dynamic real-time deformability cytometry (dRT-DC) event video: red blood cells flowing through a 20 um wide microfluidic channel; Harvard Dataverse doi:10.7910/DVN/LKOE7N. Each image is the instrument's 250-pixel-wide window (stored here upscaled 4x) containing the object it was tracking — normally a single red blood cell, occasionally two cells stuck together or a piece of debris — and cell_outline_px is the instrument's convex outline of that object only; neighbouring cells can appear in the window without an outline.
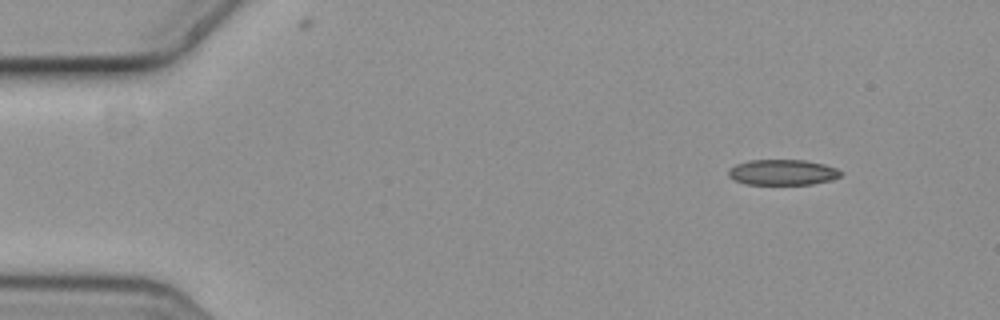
{"species": "common noctule bat (a hibernating species)", "species_latin": "Nyctalus noctula", "temperature_condition": "cold", "stored_images_in_passage": 4, "camera_frame_rate_fps": 3000, "um_per_image_px": 0.085, "animal": {"sex": "female", "body_mass_g": 19.3, "forearm_length_mm": 54.1}, "frame": {"image": 1, "passage_image": 1, "time_ms": 0.0, "image_size_px": [1000, 320], "cell_outline_px": [[840, 176], [828, 180], [812, 184], [744, 184], [728, 176], [728, 172], [736, 164], [748, 160], [804, 160], [824, 164], [836, 168], [840, 172]], "centroid_in_image_um": [66.49, 14.64], "position_along_channel_um": 18.5, "area_um2": 16.47}}
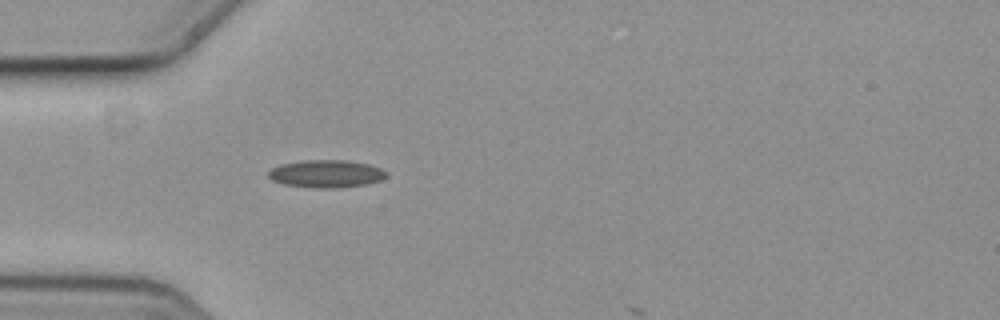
{"frame": {"image": 2, "passage_image": 4, "time_ms": 1.0, "image_size_px": [1000, 320], "cell_outline_px": [[388, 176], [380, 180], [364, 184], [340, 188], [320, 188], [284, 184], [272, 180], [268, 176], [268, 172], [272, 168], [280, 164], [304, 160], [344, 160], [368, 164], [380, 168], [388, 172]], "centroid_in_image_um": [27.73, 14.76], "position_along_channel_um": 57.3, "area_um2": 18.9}}